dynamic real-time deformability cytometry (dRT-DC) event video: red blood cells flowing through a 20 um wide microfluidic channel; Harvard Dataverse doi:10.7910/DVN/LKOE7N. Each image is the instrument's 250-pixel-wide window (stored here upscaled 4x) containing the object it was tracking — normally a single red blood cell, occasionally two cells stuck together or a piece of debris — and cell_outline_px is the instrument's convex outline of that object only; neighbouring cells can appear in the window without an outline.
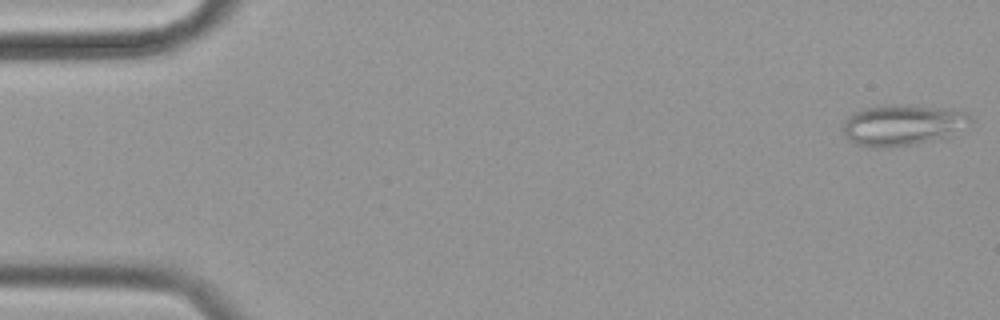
{"species": "common noctule bat (a hibernating species)", "species_latin": "Nyctalus noctula", "temperature_condition": "cold", "stored_images_in_passage": 54, "camera_frame_rate_fps": 3000, "um_per_image_px": 0.085, "animal": {"sex": "female", "body_mass_g": 19.9}, "frame": {"image": 1, "passage_image": 1, "time_ms": 0.0, "image_size_px": [1000, 320], "cell_outline_px": [[976, 120], [972, 124], [944, 140], [916, 144], [880, 148], [872, 148], [856, 144], [844, 132], [844, 120], [848, 116], [864, 108], [888, 104], [900, 104], [940, 108], [968, 112]], "centroid_in_image_um": [76.83, 10.64], "position_along_channel_um": 8.2, "area_um2": 30.98}}
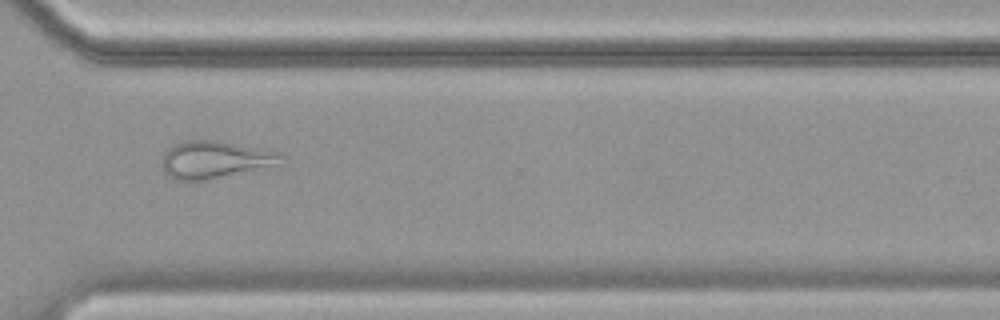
{"frame": {"image": 2, "passage_image": 42, "time_ms": 13.667, "image_size_px": [1000, 320], "cell_outline_px": [[284, 156], [272, 164], [208, 180], [176, 180], [168, 176], [164, 172], [164, 152], [168, 148], [184, 140], [220, 140], [276, 152]], "centroid_in_image_um": [18.15, 13.55], "position_along_channel_um": 352.5, "area_um2": 24.97}}
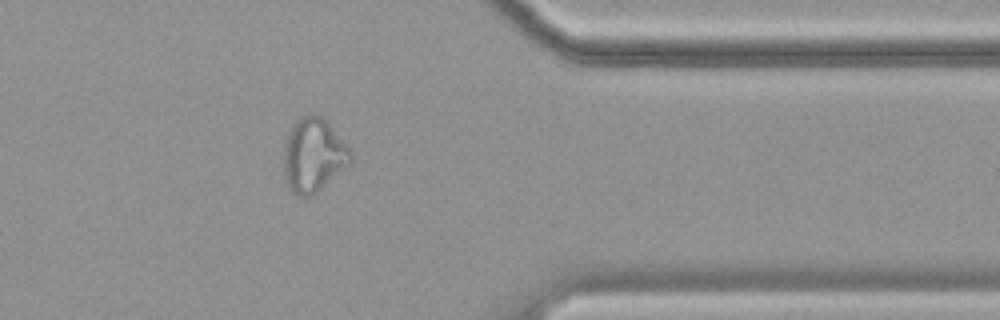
{"frame": {"image": 3, "passage_image": 46, "time_ms": 15.0, "image_size_px": [1000, 320], "cell_outline_px": [[352, 164], [316, 192], [308, 196], [300, 196], [292, 192], [288, 188], [284, 176], [284, 144], [288, 132], [296, 120], [300, 116], [308, 112], [312, 112], [324, 116], [352, 152]], "centroid_in_image_um": [26.65, 13.15], "position_along_channel_um": 384.7, "area_um2": 29.3}}